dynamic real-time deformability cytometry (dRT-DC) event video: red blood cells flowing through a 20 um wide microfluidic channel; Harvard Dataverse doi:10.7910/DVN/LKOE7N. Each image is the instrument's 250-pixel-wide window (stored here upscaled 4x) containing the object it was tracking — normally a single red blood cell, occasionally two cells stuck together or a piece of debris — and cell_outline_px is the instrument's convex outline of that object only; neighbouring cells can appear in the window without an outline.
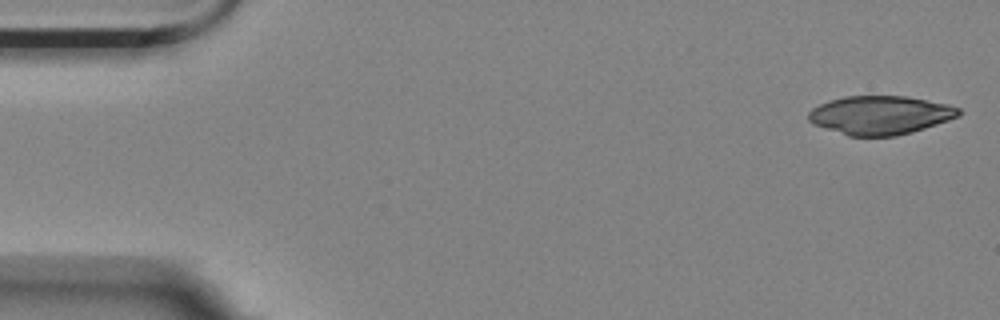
{"species": "Egyptian fruit bat (a non-hibernating species)", "species_latin": "Rousettus aegyptiacus", "temperature_condition": "room temperature", "stored_images_in_passage": 5, "camera_frame_rate_fps": 3000, "um_per_image_px": 0.085, "animal": {"sex": "female"}, "frame": {"image": 1, "passage_image": 1, "time_ms": 0.0, "image_size_px": [1000, 320], "cell_outline_px": [[960, 116], [912, 132], [896, 136], [848, 136], [812, 124], [808, 120], [808, 112], [812, 108], [820, 104], [844, 96], [908, 96], [948, 104], [960, 108]], "centroid_in_image_um": [74.81, 9.78], "position_along_channel_um": 10.2, "area_um2": 33.87}}